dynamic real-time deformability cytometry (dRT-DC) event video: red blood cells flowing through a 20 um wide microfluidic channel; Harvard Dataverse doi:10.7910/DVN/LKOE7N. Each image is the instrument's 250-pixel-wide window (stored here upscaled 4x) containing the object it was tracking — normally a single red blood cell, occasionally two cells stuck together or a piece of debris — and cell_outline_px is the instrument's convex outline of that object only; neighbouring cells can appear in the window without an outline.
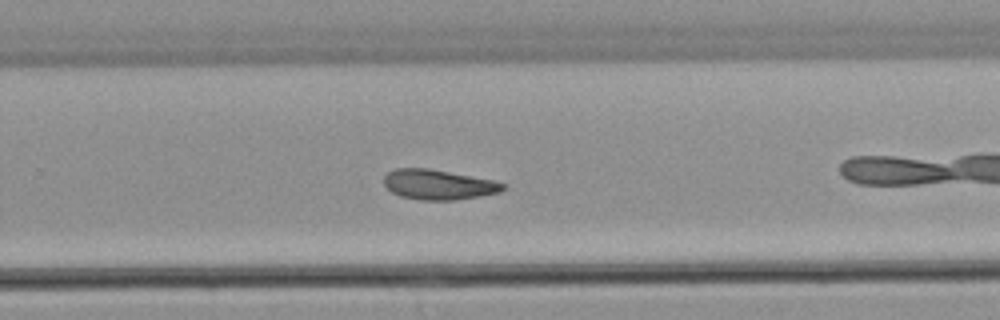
{"species": "common noctule bat (a hibernating species)", "species_latin": "Nyctalus noctula", "temperature_condition": "warm", "stored_images_in_passage": 34, "camera_frame_rate_fps": 3000, "um_per_image_px": 0.085, "animal": {"sex": "male", "body_mass_g": 21.5, "forearm_length_mm": 52.0}, "frame": {"image": 1, "passage_image": 15, "time_ms": 4.667, "image_size_px": [1000, 320], "cell_outline_px": [[504, 188], [500, 192], [480, 196], [456, 200], [420, 200], [400, 196], [392, 192], [384, 184], [384, 176], [388, 172], [396, 168], [428, 168], [492, 180], [504, 184]], "centroid_in_image_um": [37.23, 15.69], "position_along_channel_um": 292.6, "area_um2": 20.63}, "authors_computed_cell_mechanics": {"area_um2": 21.8773, "velocity_mm_per_s": 3.8826, "shape_relaxation_time_tau1_ms": null, "shape_relaxation_time_tau2_ms": 0.3973, "deformation_change_tau1": null, "deformation_change_tau2": 0.091}}